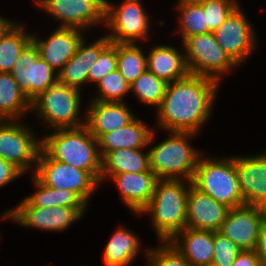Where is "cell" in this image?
Instances as JSON below:
<instances>
[{
  "instance_id": "cell-1",
  "label": "cell",
  "mask_w": 266,
  "mask_h": 266,
  "mask_svg": "<svg viewBox=\"0 0 266 266\" xmlns=\"http://www.w3.org/2000/svg\"><path fill=\"white\" fill-rule=\"evenodd\" d=\"M219 82L189 74L169 83L158 106V126L170 132L196 133L209 118Z\"/></svg>"
},
{
  "instance_id": "cell-2",
  "label": "cell",
  "mask_w": 266,
  "mask_h": 266,
  "mask_svg": "<svg viewBox=\"0 0 266 266\" xmlns=\"http://www.w3.org/2000/svg\"><path fill=\"white\" fill-rule=\"evenodd\" d=\"M41 142V150L50 159L88 171L100 181L102 158L96 150L98 140L85 125L56 129V133L45 137Z\"/></svg>"
},
{
  "instance_id": "cell-3",
  "label": "cell",
  "mask_w": 266,
  "mask_h": 266,
  "mask_svg": "<svg viewBox=\"0 0 266 266\" xmlns=\"http://www.w3.org/2000/svg\"><path fill=\"white\" fill-rule=\"evenodd\" d=\"M180 179H159L150 202L141 211L152 213L157 235L165 242L186 228L189 186Z\"/></svg>"
},
{
  "instance_id": "cell-4",
  "label": "cell",
  "mask_w": 266,
  "mask_h": 266,
  "mask_svg": "<svg viewBox=\"0 0 266 266\" xmlns=\"http://www.w3.org/2000/svg\"><path fill=\"white\" fill-rule=\"evenodd\" d=\"M192 185L229 208L244 205L234 158L224 160L199 157Z\"/></svg>"
},
{
  "instance_id": "cell-5",
  "label": "cell",
  "mask_w": 266,
  "mask_h": 266,
  "mask_svg": "<svg viewBox=\"0 0 266 266\" xmlns=\"http://www.w3.org/2000/svg\"><path fill=\"white\" fill-rule=\"evenodd\" d=\"M172 135L150 149V169L158 179L178 180L181 175L190 183L200 154L188 145L187 139L195 133L172 132Z\"/></svg>"
},
{
  "instance_id": "cell-6",
  "label": "cell",
  "mask_w": 266,
  "mask_h": 266,
  "mask_svg": "<svg viewBox=\"0 0 266 266\" xmlns=\"http://www.w3.org/2000/svg\"><path fill=\"white\" fill-rule=\"evenodd\" d=\"M80 89L56 82L31 101V108L56 129L78 128L85 122H78Z\"/></svg>"
},
{
  "instance_id": "cell-7",
  "label": "cell",
  "mask_w": 266,
  "mask_h": 266,
  "mask_svg": "<svg viewBox=\"0 0 266 266\" xmlns=\"http://www.w3.org/2000/svg\"><path fill=\"white\" fill-rule=\"evenodd\" d=\"M184 47L187 50L185 59L190 74L209 77L219 82L220 72L237 66L218 44L214 33L188 37L184 41Z\"/></svg>"
},
{
  "instance_id": "cell-8",
  "label": "cell",
  "mask_w": 266,
  "mask_h": 266,
  "mask_svg": "<svg viewBox=\"0 0 266 266\" xmlns=\"http://www.w3.org/2000/svg\"><path fill=\"white\" fill-rule=\"evenodd\" d=\"M36 168L34 176L43 185L73 191L85 203L99 183L88 171L52 160L42 150Z\"/></svg>"
},
{
  "instance_id": "cell-9",
  "label": "cell",
  "mask_w": 266,
  "mask_h": 266,
  "mask_svg": "<svg viewBox=\"0 0 266 266\" xmlns=\"http://www.w3.org/2000/svg\"><path fill=\"white\" fill-rule=\"evenodd\" d=\"M55 70L39 56L35 43L31 40L20 52L11 74L20 90L31 102L40 93L58 81Z\"/></svg>"
},
{
  "instance_id": "cell-10",
  "label": "cell",
  "mask_w": 266,
  "mask_h": 266,
  "mask_svg": "<svg viewBox=\"0 0 266 266\" xmlns=\"http://www.w3.org/2000/svg\"><path fill=\"white\" fill-rule=\"evenodd\" d=\"M32 135L14 120L0 123V158L12 163L22 173L26 172L31 163L38 161L42 147V142Z\"/></svg>"
},
{
  "instance_id": "cell-11",
  "label": "cell",
  "mask_w": 266,
  "mask_h": 266,
  "mask_svg": "<svg viewBox=\"0 0 266 266\" xmlns=\"http://www.w3.org/2000/svg\"><path fill=\"white\" fill-rule=\"evenodd\" d=\"M141 5L139 0H126L115 9L106 0L105 22L114 32L107 35L111 43H133L147 37L148 17Z\"/></svg>"
},
{
  "instance_id": "cell-12",
  "label": "cell",
  "mask_w": 266,
  "mask_h": 266,
  "mask_svg": "<svg viewBox=\"0 0 266 266\" xmlns=\"http://www.w3.org/2000/svg\"><path fill=\"white\" fill-rule=\"evenodd\" d=\"M85 207H33L26 200L3 215L4 218H13L24 226L41 228L47 231H62L73 221L78 220Z\"/></svg>"
},
{
  "instance_id": "cell-13",
  "label": "cell",
  "mask_w": 266,
  "mask_h": 266,
  "mask_svg": "<svg viewBox=\"0 0 266 266\" xmlns=\"http://www.w3.org/2000/svg\"><path fill=\"white\" fill-rule=\"evenodd\" d=\"M37 4L61 19L64 28L82 29L90 24L105 22L106 0H37Z\"/></svg>"
},
{
  "instance_id": "cell-14",
  "label": "cell",
  "mask_w": 266,
  "mask_h": 266,
  "mask_svg": "<svg viewBox=\"0 0 266 266\" xmlns=\"http://www.w3.org/2000/svg\"><path fill=\"white\" fill-rule=\"evenodd\" d=\"M239 6L213 32L218 44L238 65L255 47V36Z\"/></svg>"
},
{
  "instance_id": "cell-15",
  "label": "cell",
  "mask_w": 266,
  "mask_h": 266,
  "mask_svg": "<svg viewBox=\"0 0 266 266\" xmlns=\"http://www.w3.org/2000/svg\"><path fill=\"white\" fill-rule=\"evenodd\" d=\"M262 224L260 208L244 204L230 209L218 232L241 250H255Z\"/></svg>"
},
{
  "instance_id": "cell-16",
  "label": "cell",
  "mask_w": 266,
  "mask_h": 266,
  "mask_svg": "<svg viewBox=\"0 0 266 266\" xmlns=\"http://www.w3.org/2000/svg\"><path fill=\"white\" fill-rule=\"evenodd\" d=\"M186 227L217 232L231 208L223 205L189 183Z\"/></svg>"
},
{
  "instance_id": "cell-17",
  "label": "cell",
  "mask_w": 266,
  "mask_h": 266,
  "mask_svg": "<svg viewBox=\"0 0 266 266\" xmlns=\"http://www.w3.org/2000/svg\"><path fill=\"white\" fill-rule=\"evenodd\" d=\"M234 160L244 203L260 207L266 202V153Z\"/></svg>"
},
{
  "instance_id": "cell-18",
  "label": "cell",
  "mask_w": 266,
  "mask_h": 266,
  "mask_svg": "<svg viewBox=\"0 0 266 266\" xmlns=\"http://www.w3.org/2000/svg\"><path fill=\"white\" fill-rule=\"evenodd\" d=\"M78 28L59 27L46 41H39L32 36L39 56L43 58L50 67L58 72L64 67L65 63L76 53L82 36ZM60 68V69H59Z\"/></svg>"
},
{
  "instance_id": "cell-19",
  "label": "cell",
  "mask_w": 266,
  "mask_h": 266,
  "mask_svg": "<svg viewBox=\"0 0 266 266\" xmlns=\"http://www.w3.org/2000/svg\"><path fill=\"white\" fill-rule=\"evenodd\" d=\"M80 42L76 53L65 63L57 73L58 82L66 86L79 89L81 84L88 82V74L92 65L97 61L100 53L111 43L105 36L89 45Z\"/></svg>"
},
{
  "instance_id": "cell-20",
  "label": "cell",
  "mask_w": 266,
  "mask_h": 266,
  "mask_svg": "<svg viewBox=\"0 0 266 266\" xmlns=\"http://www.w3.org/2000/svg\"><path fill=\"white\" fill-rule=\"evenodd\" d=\"M125 102L93 100L86 116L85 126L98 140L103 134L122 128L134 119Z\"/></svg>"
},
{
  "instance_id": "cell-21",
  "label": "cell",
  "mask_w": 266,
  "mask_h": 266,
  "mask_svg": "<svg viewBox=\"0 0 266 266\" xmlns=\"http://www.w3.org/2000/svg\"><path fill=\"white\" fill-rule=\"evenodd\" d=\"M111 177L117 183L124 203L136 213H141L148 205L159 180L152 170L120 173Z\"/></svg>"
},
{
  "instance_id": "cell-22",
  "label": "cell",
  "mask_w": 266,
  "mask_h": 266,
  "mask_svg": "<svg viewBox=\"0 0 266 266\" xmlns=\"http://www.w3.org/2000/svg\"><path fill=\"white\" fill-rule=\"evenodd\" d=\"M146 128V125L134 118L122 128L103 134L98 139L101 146L100 156L103 158L108 152L118 149H139L150 144L154 132Z\"/></svg>"
},
{
  "instance_id": "cell-23",
  "label": "cell",
  "mask_w": 266,
  "mask_h": 266,
  "mask_svg": "<svg viewBox=\"0 0 266 266\" xmlns=\"http://www.w3.org/2000/svg\"><path fill=\"white\" fill-rule=\"evenodd\" d=\"M181 233L184 234L182 236L183 239H181L184 240L183 245L177 240ZM169 242L192 266L212 264L214 255V231L196 230L186 227L183 231L178 232Z\"/></svg>"
},
{
  "instance_id": "cell-24",
  "label": "cell",
  "mask_w": 266,
  "mask_h": 266,
  "mask_svg": "<svg viewBox=\"0 0 266 266\" xmlns=\"http://www.w3.org/2000/svg\"><path fill=\"white\" fill-rule=\"evenodd\" d=\"M147 70L167 84L181 80L190 73L184 54L170 46H156L147 57Z\"/></svg>"
},
{
  "instance_id": "cell-25",
  "label": "cell",
  "mask_w": 266,
  "mask_h": 266,
  "mask_svg": "<svg viewBox=\"0 0 266 266\" xmlns=\"http://www.w3.org/2000/svg\"><path fill=\"white\" fill-rule=\"evenodd\" d=\"M141 150V148H123L108 152L102 158L100 181H102L107 174L111 176L126 172L139 173L151 170L149 152L143 154Z\"/></svg>"
},
{
  "instance_id": "cell-26",
  "label": "cell",
  "mask_w": 266,
  "mask_h": 266,
  "mask_svg": "<svg viewBox=\"0 0 266 266\" xmlns=\"http://www.w3.org/2000/svg\"><path fill=\"white\" fill-rule=\"evenodd\" d=\"M31 108V102L20 90L11 73H0V121L19 117Z\"/></svg>"
},
{
  "instance_id": "cell-27",
  "label": "cell",
  "mask_w": 266,
  "mask_h": 266,
  "mask_svg": "<svg viewBox=\"0 0 266 266\" xmlns=\"http://www.w3.org/2000/svg\"><path fill=\"white\" fill-rule=\"evenodd\" d=\"M138 249V238L132 232L120 228L105 247L104 263L107 266H127L136 256Z\"/></svg>"
},
{
  "instance_id": "cell-28",
  "label": "cell",
  "mask_w": 266,
  "mask_h": 266,
  "mask_svg": "<svg viewBox=\"0 0 266 266\" xmlns=\"http://www.w3.org/2000/svg\"><path fill=\"white\" fill-rule=\"evenodd\" d=\"M38 190L25 200L33 207H85L86 203L73 191L43 185L33 176Z\"/></svg>"
},
{
  "instance_id": "cell-29",
  "label": "cell",
  "mask_w": 266,
  "mask_h": 266,
  "mask_svg": "<svg viewBox=\"0 0 266 266\" xmlns=\"http://www.w3.org/2000/svg\"><path fill=\"white\" fill-rule=\"evenodd\" d=\"M32 40L23 26L14 23L0 37V73H11L22 49Z\"/></svg>"
},
{
  "instance_id": "cell-30",
  "label": "cell",
  "mask_w": 266,
  "mask_h": 266,
  "mask_svg": "<svg viewBox=\"0 0 266 266\" xmlns=\"http://www.w3.org/2000/svg\"><path fill=\"white\" fill-rule=\"evenodd\" d=\"M147 57L134 43H117V69L131 85L146 69Z\"/></svg>"
},
{
  "instance_id": "cell-31",
  "label": "cell",
  "mask_w": 266,
  "mask_h": 266,
  "mask_svg": "<svg viewBox=\"0 0 266 266\" xmlns=\"http://www.w3.org/2000/svg\"><path fill=\"white\" fill-rule=\"evenodd\" d=\"M177 8L181 11L180 31L183 42L193 35L211 33L206 23V14L197 0H180Z\"/></svg>"
},
{
  "instance_id": "cell-32",
  "label": "cell",
  "mask_w": 266,
  "mask_h": 266,
  "mask_svg": "<svg viewBox=\"0 0 266 266\" xmlns=\"http://www.w3.org/2000/svg\"><path fill=\"white\" fill-rule=\"evenodd\" d=\"M167 85L166 82L146 69L130 85V90H133L143 103L159 106L163 100Z\"/></svg>"
},
{
  "instance_id": "cell-33",
  "label": "cell",
  "mask_w": 266,
  "mask_h": 266,
  "mask_svg": "<svg viewBox=\"0 0 266 266\" xmlns=\"http://www.w3.org/2000/svg\"><path fill=\"white\" fill-rule=\"evenodd\" d=\"M100 88V96L95 101L101 102H121L122 96L130 91V85L121 75L118 69L108 73L98 83Z\"/></svg>"
},
{
  "instance_id": "cell-34",
  "label": "cell",
  "mask_w": 266,
  "mask_h": 266,
  "mask_svg": "<svg viewBox=\"0 0 266 266\" xmlns=\"http://www.w3.org/2000/svg\"><path fill=\"white\" fill-rule=\"evenodd\" d=\"M206 14V23L213 33L239 6L232 0H197Z\"/></svg>"
},
{
  "instance_id": "cell-35",
  "label": "cell",
  "mask_w": 266,
  "mask_h": 266,
  "mask_svg": "<svg viewBox=\"0 0 266 266\" xmlns=\"http://www.w3.org/2000/svg\"><path fill=\"white\" fill-rule=\"evenodd\" d=\"M159 249H149V266H192V264L170 243L164 242Z\"/></svg>"
},
{
  "instance_id": "cell-36",
  "label": "cell",
  "mask_w": 266,
  "mask_h": 266,
  "mask_svg": "<svg viewBox=\"0 0 266 266\" xmlns=\"http://www.w3.org/2000/svg\"><path fill=\"white\" fill-rule=\"evenodd\" d=\"M115 69H117V43H110L90 68L88 81L98 83Z\"/></svg>"
},
{
  "instance_id": "cell-37",
  "label": "cell",
  "mask_w": 266,
  "mask_h": 266,
  "mask_svg": "<svg viewBox=\"0 0 266 266\" xmlns=\"http://www.w3.org/2000/svg\"><path fill=\"white\" fill-rule=\"evenodd\" d=\"M214 255L212 264L215 266H232L241 249L220 232H214Z\"/></svg>"
},
{
  "instance_id": "cell-38",
  "label": "cell",
  "mask_w": 266,
  "mask_h": 266,
  "mask_svg": "<svg viewBox=\"0 0 266 266\" xmlns=\"http://www.w3.org/2000/svg\"><path fill=\"white\" fill-rule=\"evenodd\" d=\"M21 174L22 172L12 163L0 158V187L14 180Z\"/></svg>"
},
{
  "instance_id": "cell-39",
  "label": "cell",
  "mask_w": 266,
  "mask_h": 266,
  "mask_svg": "<svg viewBox=\"0 0 266 266\" xmlns=\"http://www.w3.org/2000/svg\"><path fill=\"white\" fill-rule=\"evenodd\" d=\"M260 263L254 250H241L232 266H257Z\"/></svg>"
},
{
  "instance_id": "cell-40",
  "label": "cell",
  "mask_w": 266,
  "mask_h": 266,
  "mask_svg": "<svg viewBox=\"0 0 266 266\" xmlns=\"http://www.w3.org/2000/svg\"><path fill=\"white\" fill-rule=\"evenodd\" d=\"M255 253L257 254L261 264L266 266V225L262 224L259 236L257 238V244L255 247Z\"/></svg>"
},
{
  "instance_id": "cell-41",
  "label": "cell",
  "mask_w": 266,
  "mask_h": 266,
  "mask_svg": "<svg viewBox=\"0 0 266 266\" xmlns=\"http://www.w3.org/2000/svg\"><path fill=\"white\" fill-rule=\"evenodd\" d=\"M12 24L13 23L9 22L7 19H3L0 17V37Z\"/></svg>"
},
{
  "instance_id": "cell-42",
  "label": "cell",
  "mask_w": 266,
  "mask_h": 266,
  "mask_svg": "<svg viewBox=\"0 0 266 266\" xmlns=\"http://www.w3.org/2000/svg\"><path fill=\"white\" fill-rule=\"evenodd\" d=\"M259 208L261 212L262 222L266 225V202L262 204Z\"/></svg>"
},
{
  "instance_id": "cell-43",
  "label": "cell",
  "mask_w": 266,
  "mask_h": 266,
  "mask_svg": "<svg viewBox=\"0 0 266 266\" xmlns=\"http://www.w3.org/2000/svg\"><path fill=\"white\" fill-rule=\"evenodd\" d=\"M199 266H215L214 264H205V265H199Z\"/></svg>"
}]
</instances>
